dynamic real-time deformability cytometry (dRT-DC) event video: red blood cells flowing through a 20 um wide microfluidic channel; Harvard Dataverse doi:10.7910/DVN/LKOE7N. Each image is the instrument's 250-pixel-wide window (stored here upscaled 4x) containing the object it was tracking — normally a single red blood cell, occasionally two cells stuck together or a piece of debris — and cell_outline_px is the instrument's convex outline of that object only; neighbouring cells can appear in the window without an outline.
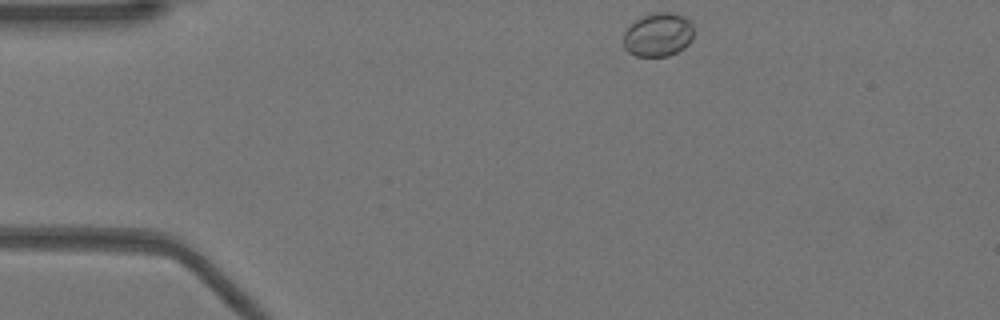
{"species": "Egyptian fruit bat (a non-hibernating species)", "species_latin": "Rousettus aegyptiacus", "temperature_condition": "warm", "stored_images_in_passage": 31, "camera_frame_rate_fps": 3000, "um_per_image_px": 0.085, "animal": {"sex": "female"}, "frame": {"image": 1, "passage_image": 1, "time_ms": 0.0, "image_size_px": [1000, 320], "cell_outline_px": [[692, 40], [684, 48], [668, 56], [636, 56], [628, 52], [624, 48], [624, 32], [636, 20], [644, 16], [656, 12], [672, 12], [684, 16], [692, 24]], "centroid_in_image_um": [55.95, 2.96], "position_along_channel_um": 29.1, "area_um2": 17.8}}
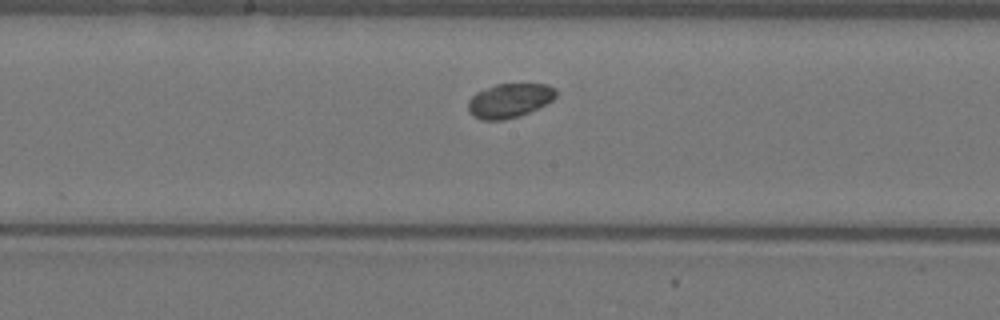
{"frame": {"image": 2, "passage_image": 19, "time_ms": 6.0, "image_size_px": [1000, 320], "cell_outline_px": [[556, 96], [552, 100], [528, 112], [504, 120], [480, 120], [472, 116], [468, 112], [468, 100], [476, 92], [496, 84], [548, 84], [556, 88]], "centroid_in_image_um": [43.26, 8.54], "position_along_channel_um": 204.9, "area_um2": 17.46}}
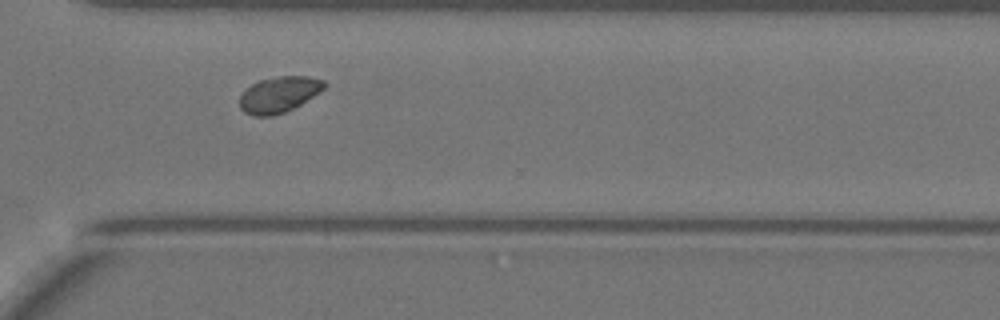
{"frame": {"image": 3, "passage_image": 30, "time_ms": 9.667, "image_size_px": [1000, 320], "cell_outline_px": [[328, 84], [320, 92], [300, 104], [284, 112], [272, 116], [252, 116], [244, 112], [240, 108], [240, 96], [252, 84], [260, 80], [280, 76], [308, 76], [324, 80]], "centroid_in_image_um": [23.73, 8.03], "position_along_channel_um": 346.9, "area_um2": 17.57}}